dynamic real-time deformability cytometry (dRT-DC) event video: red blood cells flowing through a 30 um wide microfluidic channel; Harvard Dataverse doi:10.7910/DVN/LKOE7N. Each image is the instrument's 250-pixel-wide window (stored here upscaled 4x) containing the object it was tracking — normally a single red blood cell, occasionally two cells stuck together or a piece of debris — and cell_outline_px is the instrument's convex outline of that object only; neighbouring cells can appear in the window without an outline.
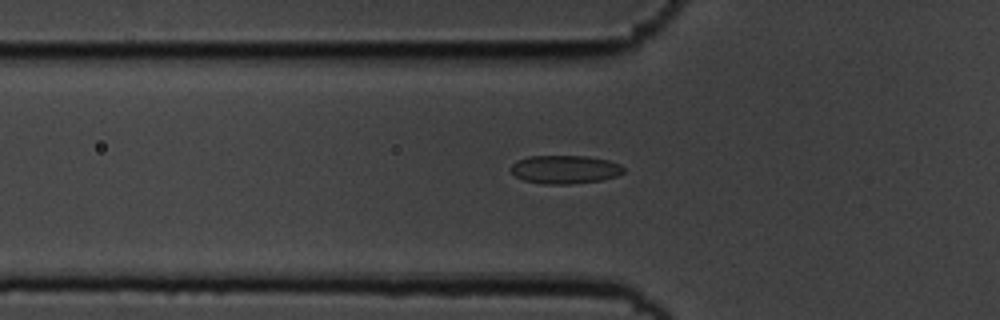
{"species": "common noctule bat (a hibernating species)", "species_latin": "Nyctalus noctula", "temperature_condition": "cold", "stored_images_in_passage": 51, "camera_frame_rate_fps": 3000, "um_per_image_px": 0.085, "animal": {"sex": "male", "body_mass_g": 19.5, "forearm_length_mm": 54.6}, "frame": {"image": 1, "passage_image": 15, "time_ms": 4.667, "image_size_px": [1000, 320], "cell_outline_px": [[624, 172], [616, 176], [600, 180], [572, 184], [544, 184], [524, 180], [516, 176], [512, 172], [512, 164], [516, 160], [528, 156], [588, 156], [608, 160], [620, 164], [624, 168]], "centroid_in_image_um": [48.02, 14.4], "position_along_channel_um": 77.8, "area_um2": 18.61}}
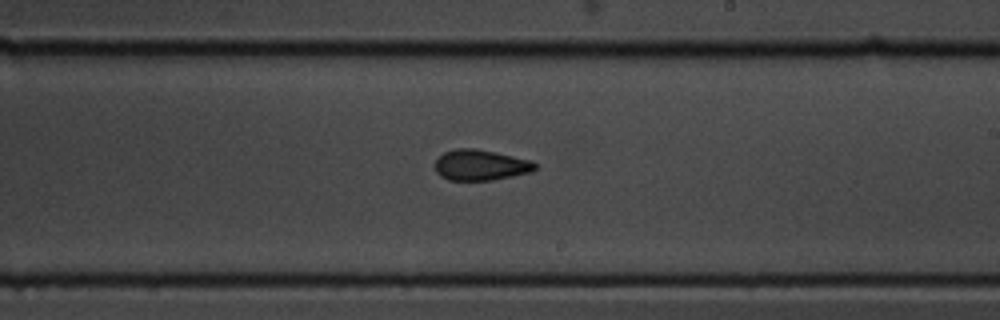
{"frame": {"image": 2, "passage_image": 29, "time_ms": 9.333, "image_size_px": [1000, 320], "cell_outline_px": [[536, 168], [532, 172], [492, 180], [448, 180], [440, 176], [436, 172], [436, 160], [444, 152], [456, 148], [476, 148], [496, 152], [532, 160], [536, 164]], "centroid_in_image_um": [40.86, 14.02], "position_along_channel_um": 248.1, "area_um2": 17.98}}
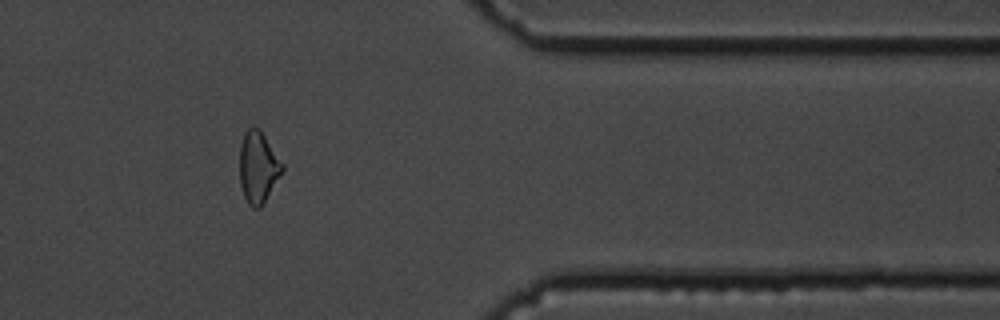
{"frame": {"image": 3, "passage_image": 42, "time_ms": 13.667, "image_size_px": [1000, 320], "cell_outline_px": [[284, 168], [260, 208], [252, 208], [248, 204], [244, 196], [240, 184], [240, 144], [244, 132], [248, 128], [260, 128], [284, 164]], "centroid_in_image_um": [21.93, 14.19], "position_along_channel_um": 389.5, "area_um2": 17.69}}